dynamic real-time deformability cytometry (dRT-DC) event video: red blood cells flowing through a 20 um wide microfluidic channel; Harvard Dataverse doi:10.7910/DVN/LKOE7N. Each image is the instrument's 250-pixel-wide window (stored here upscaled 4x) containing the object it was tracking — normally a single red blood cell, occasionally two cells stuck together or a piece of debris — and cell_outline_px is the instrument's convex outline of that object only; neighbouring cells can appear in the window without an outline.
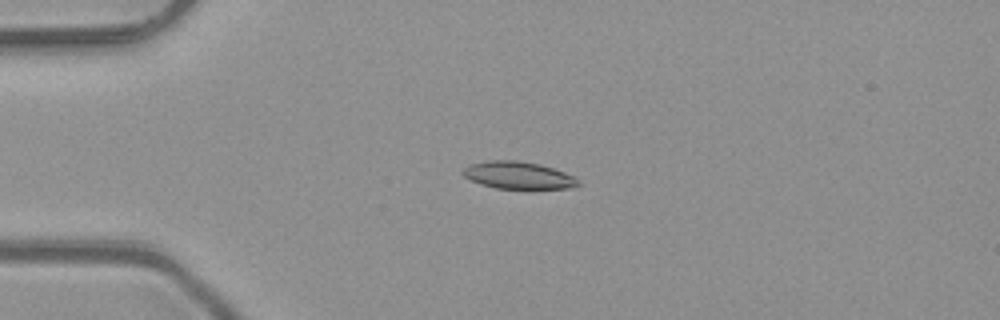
{"species": "common noctule bat (a hibernating species)", "species_latin": "Nyctalus noctula", "temperature_condition": "room temperature", "stored_images_in_passage": 50, "camera_frame_rate_fps": 3000, "um_per_image_px": 0.085, "animal": {"sex": "male", "body_mass_g": 23.1, "forearm_length_mm": 52.7}, "frame": {"image": 1, "passage_image": 12, "time_ms": 3.667, "image_size_px": [1000, 320], "cell_outline_px": [[580, 184], [572, 188], [496, 188], [480, 184], [464, 176], [460, 172], [468, 164], [488, 160], [516, 160], [540, 164], [564, 172], [572, 176]], "centroid_in_image_um": [43.99, 14.88], "position_along_channel_um": 41.0, "area_um2": 18.15}}
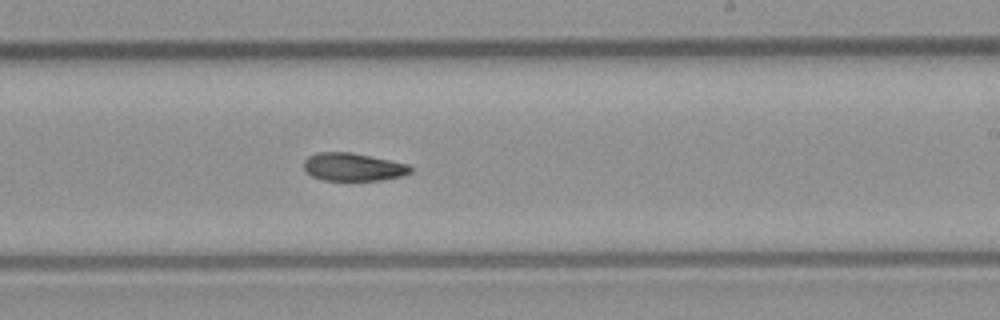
{"frame": {"image": 2, "passage_image": 30, "time_ms": 9.667, "image_size_px": [1000, 320], "cell_outline_px": [[412, 172], [404, 176], [380, 180], [324, 180], [312, 176], [304, 168], [304, 160], [308, 156], [320, 152], [352, 152], [408, 164], [412, 168]], "centroid_in_image_um": [30.04, 14.19], "position_along_channel_um": 259.0, "area_um2": 17.34}}
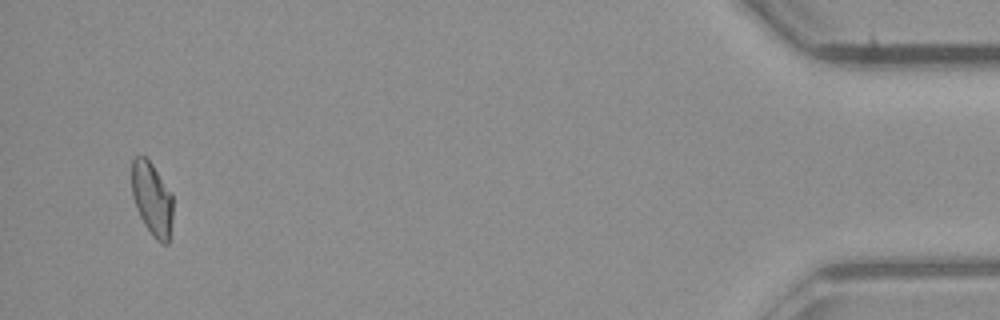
{"frame": {"image": 3, "passage_image": 48, "time_ms": 15.667, "image_size_px": [1000, 320], "cell_outline_px": [[172, 220], [168, 244], [164, 244], [156, 240], [152, 236], [144, 224], [136, 208], [132, 196], [132, 160], [136, 156], [144, 156], [152, 164], [172, 192]], "centroid_in_image_um": [12.93, 16.92], "position_along_channel_um": 422.3, "area_um2": 17.69}}